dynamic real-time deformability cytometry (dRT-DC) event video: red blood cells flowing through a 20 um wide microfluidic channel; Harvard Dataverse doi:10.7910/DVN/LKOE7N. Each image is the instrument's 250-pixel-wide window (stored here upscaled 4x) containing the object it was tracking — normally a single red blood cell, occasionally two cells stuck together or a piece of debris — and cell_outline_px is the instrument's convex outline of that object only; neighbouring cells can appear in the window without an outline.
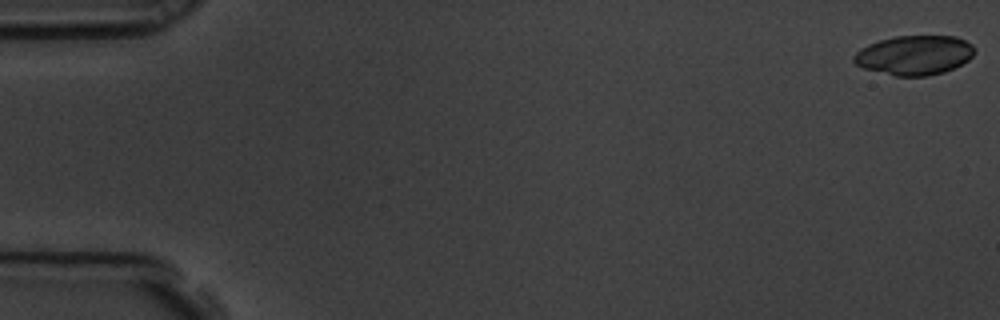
{"species": "common noctule bat (a hibernating species)", "species_latin": "Nyctalus noctula", "temperature_condition": "room temperature", "stored_images_in_passage": 5, "camera_frame_rate_fps": 3000, "um_per_image_px": 0.085, "animal": {"sex": "male", "body_mass_g": 19.5, "forearm_length_mm": 54.6}, "frame": {"image": 1, "passage_image": 1, "time_ms": 0.0, "image_size_px": [1000, 320], "cell_outline_px": [[976, 52], [968, 60], [944, 72], [928, 76], [896, 76], [864, 68], [856, 64], [852, 60], [852, 56], [860, 48], [868, 44], [880, 40], [896, 36], [956, 36], [972, 44], [976, 48]], "centroid_in_image_um": [77.72, 4.68], "position_along_channel_um": 7.3, "area_um2": 27.8}}